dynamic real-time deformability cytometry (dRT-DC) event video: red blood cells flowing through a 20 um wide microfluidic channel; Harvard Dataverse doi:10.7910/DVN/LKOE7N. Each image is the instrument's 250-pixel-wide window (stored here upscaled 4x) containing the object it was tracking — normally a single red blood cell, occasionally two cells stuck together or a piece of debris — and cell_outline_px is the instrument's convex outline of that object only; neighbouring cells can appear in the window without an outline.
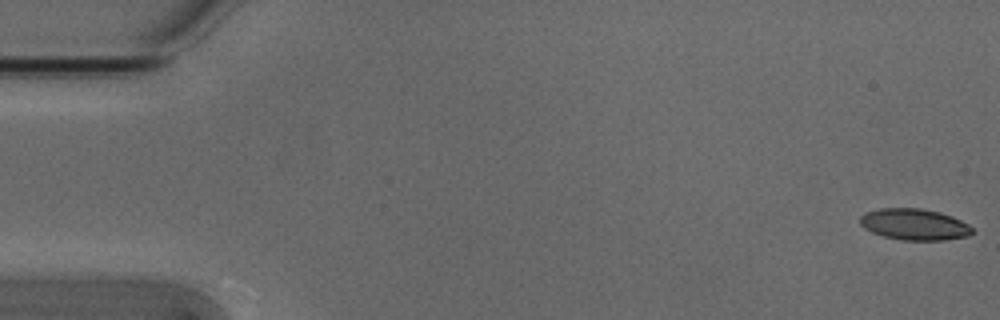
{"species": "Egyptian fruit bat (a non-hibernating species)", "species_latin": "Rousettus aegyptiacus", "temperature_condition": "cold", "stored_images_in_passage": 12, "camera_frame_rate_fps": 3000, "um_per_image_px": 0.085, "animal": {"sex": "male"}, "frame": {"image": 1, "passage_image": 1, "time_ms": 0.0, "image_size_px": [1000, 320], "cell_outline_px": [[972, 232], [968, 236], [944, 240], [900, 240], [884, 236], [872, 232], [864, 228], [860, 224], [860, 216], [864, 212], [880, 208], [920, 208], [940, 212], [952, 216], [968, 224], [972, 228]], "centroid_in_image_um": [77.7, 19.07], "position_along_channel_um": 7.3, "area_um2": 20.52}}